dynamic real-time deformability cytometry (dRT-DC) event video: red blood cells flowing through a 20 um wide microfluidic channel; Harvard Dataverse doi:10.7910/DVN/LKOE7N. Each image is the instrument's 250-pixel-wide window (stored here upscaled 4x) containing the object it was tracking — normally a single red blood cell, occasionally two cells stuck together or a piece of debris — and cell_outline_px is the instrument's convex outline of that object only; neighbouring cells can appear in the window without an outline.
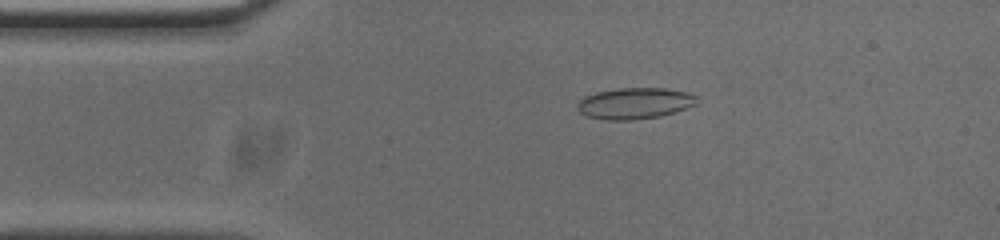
{"species": "common noctule bat (a hibernating species)", "species_latin": "Nyctalus noctula", "temperature_condition": "cold", "stored_images_in_passage": 52, "camera_frame_rate_fps": 3000, "um_per_image_px": 0.085, "animal": {"sex": "male", "body_mass_g": 20.0, "forearm_length_mm": 53.3}, "frame": {"image": 1, "passage_image": 9, "time_ms": 2.667, "image_size_px": [1000, 240], "cell_outline_px": [[700, 96], [696, 104], [660, 116], [632, 120], [604, 120], [584, 116], [576, 108], [576, 104], [584, 96], [596, 92], [616, 88], [664, 88], [684, 92]], "centroid_in_image_um": [53.9, 8.78], "position_along_channel_um": 31.1, "area_um2": 21.85}}
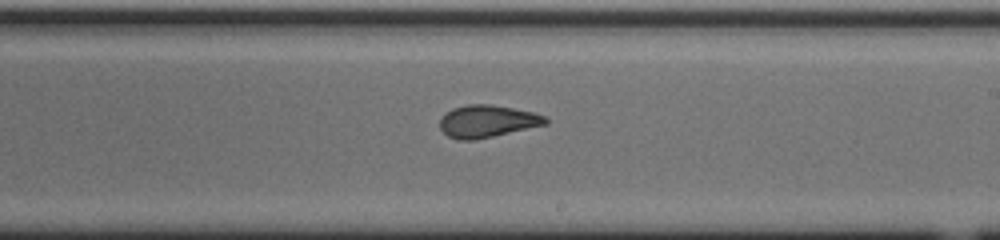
{"frame": {"image": 2, "passage_image": 29, "time_ms": 9.333, "image_size_px": [1000, 240], "cell_outline_px": [[548, 124], [476, 140], [456, 140], [448, 136], [440, 128], [440, 116], [452, 108], [468, 104], [488, 104], [512, 108], [532, 112], [544, 116], [548, 120]], "centroid_in_image_um": [41.38, 10.31], "position_along_channel_um": 247.6, "area_um2": 19.94}}
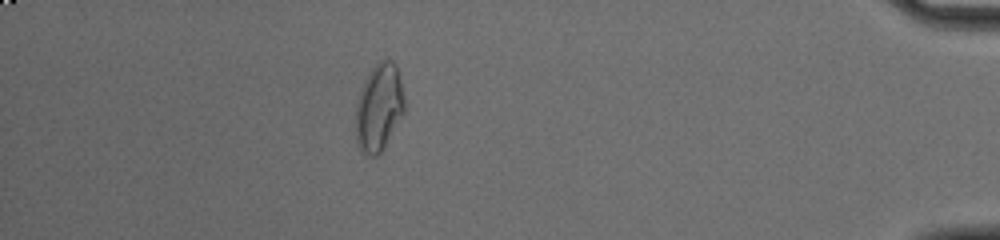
{"frame": {"image": 3, "passage_image": 46, "time_ms": 15.0, "image_size_px": [1000, 240], "cell_outline_px": [[404, 112], [384, 148], [376, 156], [368, 156], [360, 148], [356, 140], [356, 104], [364, 80], [372, 68], [380, 60], [392, 60], [396, 68], [400, 80], [404, 96]], "centroid_in_image_um": [32.2, 9.15], "position_along_channel_um": 403.0, "area_um2": 24.51}, "authors_computed_cell_mechanics": {"area_um2": 20.6924, "velocity_mm_per_s": 3.7444, "shape_relaxation_time_tau1_ms": 7.158, "shape_relaxation_time_tau2_ms": 1.4354, "deformation_change_tau1": 0.1603, "deformation_change_tau2": 0.0547}}